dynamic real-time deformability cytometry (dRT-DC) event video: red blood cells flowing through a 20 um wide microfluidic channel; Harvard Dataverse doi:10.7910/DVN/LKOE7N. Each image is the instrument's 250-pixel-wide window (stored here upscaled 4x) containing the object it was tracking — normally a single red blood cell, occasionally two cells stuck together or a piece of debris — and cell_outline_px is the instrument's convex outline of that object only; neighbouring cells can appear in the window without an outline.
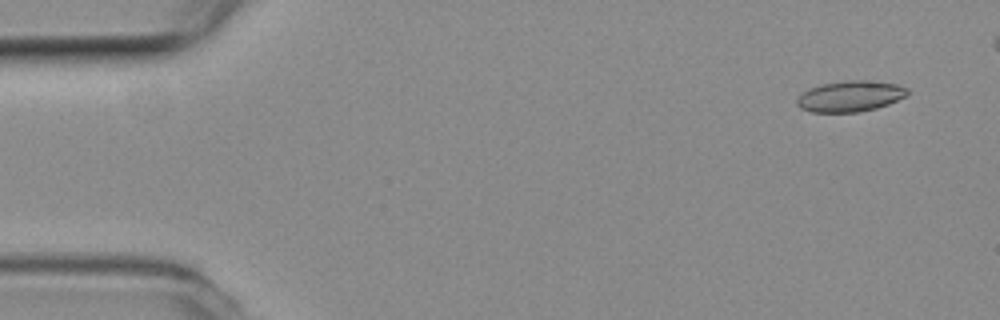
{"species": "common noctule bat (a hibernating species)", "species_latin": "Nyctalus noctula", "temperature_condition": "room temperature", "stored_images_in_passage": 50, "camera_frame_rate_fps": 3000, "um_per_image_px": 0.085, "animal": {"sex": "female", "body_mass_g": 19.3, "forearm_length_mm": 54.1}, "frame": {"image": 1, "passage_image": 4, "time_ms": 1.0, "image_size_px": [1000, 320], "cell_outline_px": [[908, 92], [904, 96], [888, 104], [876, 108], [856, 112], [812, 112], [800, 108], [796, 104], [796, 100], [808, 88], [820, 84], [848, 80], [864, 80], [896, 84], [908, 88]], "centroid_in_image_um": [72.23, 8.18], "position_along_channel_um": 12.8, "area_um2": 19.71}}
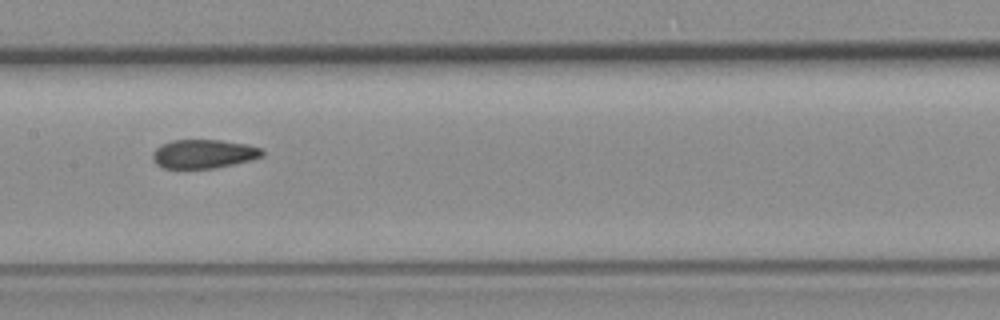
{"frame": {"image": 2, "passage_image": 27, "time_ms": 8.667, "image_size_px": [1000, 320], "cell_outline_px": [[264, 156], [216, 168], [164, 168], [156, 164], [152, 160], [152, 152], [156, 148], [172, 140], [220, 140], [248, 144], [264, 148]], "centroid_in_image_um": [17.32, 13.07], "position_along_channel_um": 190.1, "area_um2": 18.44}}
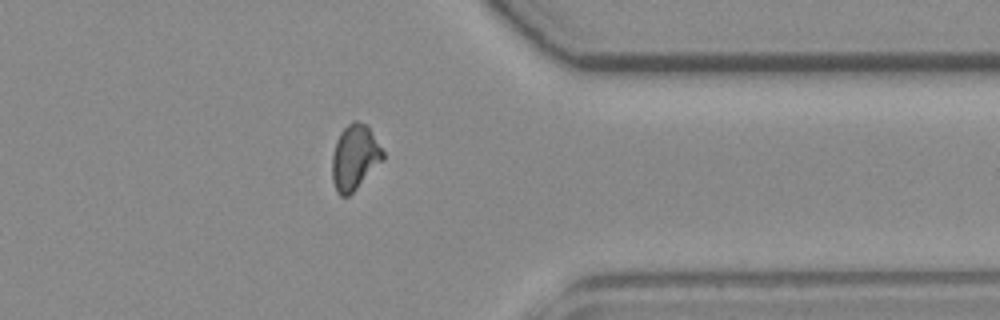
{"frame": {"image": 3, "passage_image": 43, "time_ms": 14.0, "image_size_px": [1000, 320], "cell_outline_px": [[384, 160], [348, 196], [340, 196], [336, 192], [332, 180], [332, 156], [336, 140], [340, 132], [352, 120], [356, 120], [368, 124], [384, 152]], "centroid_in_image_um": [30.15, 13.34], "position_along_channel_um": 381.2, "area_um2": 19.48}, "authors_computed_cell_mechanics": {"area_um2": 19.3919, "velocity_mm_per_s": 3.8064, "shape_relaxation_time_tau1_ms": null, "shape_relaxation_time_tau2_ms": 2.0439, "deformation_change_tau1": null, "deformation_change_tau2": 0.0751}}